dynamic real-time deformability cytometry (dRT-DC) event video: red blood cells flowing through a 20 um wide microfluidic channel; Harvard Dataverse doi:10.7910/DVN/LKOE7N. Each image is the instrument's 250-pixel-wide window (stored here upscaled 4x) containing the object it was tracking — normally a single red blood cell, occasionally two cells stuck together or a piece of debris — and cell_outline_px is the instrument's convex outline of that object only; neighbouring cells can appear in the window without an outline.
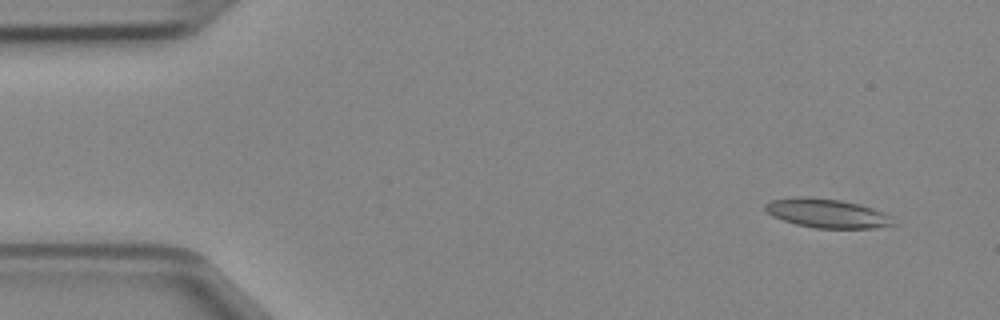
{"species": "Egyptian fruit bat (a non-hibernating species)", "species_latin": "Rousettus aegyptiacus", "temperature_condition": "cold", "stored_images_in_passage": 47, "camera_frame_rate_fps": 3000, "um_per_image_px": 0.085, "animal": {"sex": "female"}, "frame": {"image": 1, "passage_image": 4, "time_ms": 1.0, "image_size_px": [1000, 320], "cell_outline_px": [[900, 224], [872, 228], [816, 228], [796, 224], [772, 216], [764, 208], [764, 204], [772, 200], [804, 196], [808, 196], [840, 200], [860, 204], [872, 208], [892, 216]], "centroid_in_image_um": [70.36, 18.13], "position_along_channel_um": 14.6, "area_um2": 21.73}}
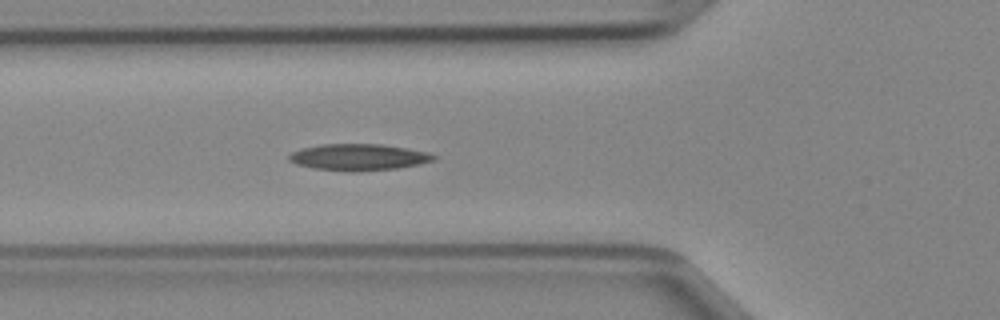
{"frame": {"image": 2, "passage_image": 17, "time_ms": 5.333, "image_size_px": [1000, 320], "cell_outline_px": [[436, 160], [420, 164], [396, 168], [360, 172], [348, 172], [312, 168], [296, 164], [288, 160], [288, 156], [292, 152], [300, 148], [324, 144], [380, 144], [428, 152], [436, 156]], "centroid_in_image_um": [30.45, 13.37], "position_along_channel_um": 95.3, "area_um2": 22.48}}
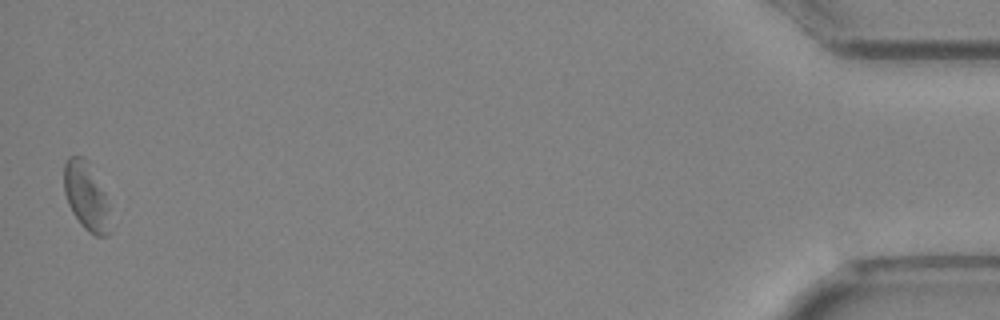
{"frame": {"image": 3, "passage_image": 47, "time_ms": 15.333, "image_size_px": [1000, 320], "cell_outline_px": [[112, 232], [108, 236], [96, 236], [88, 232], [80, 224], [72, 212], [68, 204], [64, 192], [64, 164], [68, 156], [84, 156], [88, 160], [104, 192], [108, 208]], "centroid_in_image_um": [7.33, 16.7], "position_along_channel_um": 427.9, "area_um2": 18.55}}